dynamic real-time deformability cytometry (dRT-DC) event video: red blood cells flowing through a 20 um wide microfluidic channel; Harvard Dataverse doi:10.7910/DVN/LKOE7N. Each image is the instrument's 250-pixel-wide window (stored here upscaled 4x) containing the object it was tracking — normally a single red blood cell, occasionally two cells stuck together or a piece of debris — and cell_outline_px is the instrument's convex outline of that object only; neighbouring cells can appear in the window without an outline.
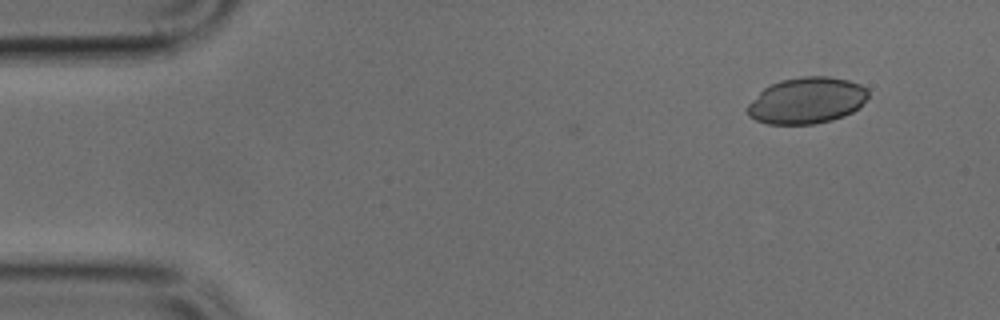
{"species": "common noctule bat (a hibernating species)", "species_latin": "Nyctalus noctula", "temperature_condition": "cold", "stored_images_in_passage": 43, "camera_frame_rate_fps": 3000, "um_per_image_px": 0.085, "animal": {"sex": "male", "body_mass_g": 17.9, "forearm_length_mm": 54.2}, "frame": {"image": 1, "passage_image": 1, "time_ms": 0.0, "image_size_px": [1000, 320], "cell_outline_px": [[868, 96], [852, 112], [844, 116], [832, 120], [816, 124], [768, 124], [756, 120], [748, 116], [748, 104], [764, 88], [772, 84], [784, 80], [800, 76], [828, 76], [848, 80], [860, 84], [868, 88]], "centroid_in_image_um": [68.58, 8.55], "position_along_channel_um": 16.4, "area_um2": 32.43}}